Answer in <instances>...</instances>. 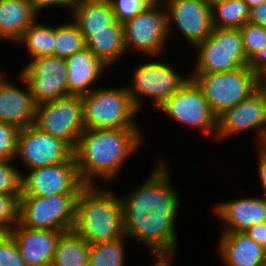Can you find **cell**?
I'll return each instance as SVG.
<instances>
[{
    "instance_id": "cell-1",
    "label": "cell",
    "mask_w": 266,
    "mask_h": 266,
    "mask_svg": "<svg viewBox=\"0 0 266 266\" xmlns=\"http://www.w3.org/2000/svg\"><path fill=\"white\" fill-rule=\"evenodd\" d=\"M140 132L139 128L85 129L73 149L82 183L96 185V179L112 181L126 159L142 146Z\"/></svg>"
},
{
    "instance_id": "cell-2",
    "label": "cell",
    "mask_w": 266,
    "mask_h": 266,
    "mask_svg": "<svg viewBox=\"0 0 266 266\" xmlns=\"http://www.w3.org/2000/svg\"><path fill=\"white\" fill-rule=\"evenodd\" d=\"M96 186L85 185L81 189L73 227L90 245L125 236L120 197Z\"/></svg>"
},
{
    "instance_id": "cell-3",
    "label": "cell",
    "mask_w": 266,
    "mask_h": 266,
    "mask_svg": "<svg viewBox=\"0 0 266 266\" xmlns=\"http://www.w3.org/2000/svg\"><path fill=\"white\" fill-rule=\"evenodd\" d=\"M98 88L82 96L85 129L139 128L133 119L139 110L126 85L114 89Z\"/></svg>"
},
{
    "instance_id": "cell-4",
    "label": "cell",
    "mask_w": 266,
    "mask_h": 266,
    "mask_svg": "<svg viewBox=\"0 0 266 266\" xmlns=\"http://www.w3.org/2000/svg\"><path fill=\"white\" fill-rule=\"evenodd\" d=\"M166 162H158L150 178L139 185L125 197L122 203L123 227L132 218L147 217L150 212H177L180 206L178 192L170 180L169 167Z\"/></svg>"
},
{
    "instance_id": "cell-5",
    "label": "cell",
    "mask_w": 266,
    "mask_h": 266,
    "mask_svg": "<svg viewBox=\"0 0 266 266\" xmlns=\"http://www.w3.org/2000/svg\"><path fill=\"white\" fill-rule=\"evenodd\" d=\"M201 88L218 118L259 89L258 76L247 66L225 72L189 75Z\"/></svg>"
},
{
    "instance_id": "cell-6",
    "label": "cell",
    "mask_w": 266,
    "mask_h": 266,
    "mask_svg": "<svg viewBox=\"0 0 266 266\" xmlns=\"http://www.w3.org/2000/svg\"><path fill=\"white\" fill-rule=\"evenodd\" d=\"M78 195L20 196L18 224L31 229L59 232L73 230Z\"/></svg>"
},
{
    "instance_id": "cell-7",
    "label": "cell",
    "mask_w": 266,
    "mask_h": 266,
    "mask_svg": "<svg viewBox=\"0 0 266 266\" xmlns=\"http://www.w3.org/2000/svg\"><path fill=\"white\" fill-rule=\"evenodd\" d=\"M194 48L198 55L192 74L225 72L248 65L240 29L213 28L211 35Z\"/></svg>"
},
{
    "instance_id": "cell-8",
    "label": "cell",
    "mask_w": 266,
    "mask_h": 266,
    "mask_svg": "<svg viewBox=\"0 0 266 266\" xmlns=\"http://www.w3.org/2000/svg\"><path fill=\"white\" fill-rule=\"evenodd\" d=\"M33 126L67 142L73 149L85 130L81 96H66L36 106Z\"/></svg>"
},
{
    "instance_id": "cell-9",
    "label": "cell",
    "mask_w": 266,
    "mask_h": 266,
    "mask_svg": "<svg viewBox=\"0 0 266 266\" xmlns=\"http://www.w3.org/2000/svg\"><path fill=\"white\" fill-rule=\"evenodd\" d=\"M157 109L170 116L172 120L196 128L204 135L211 134L216 137L217 117L211 111L201 88L190 77Z\"/></svg>"
},
{
    "instance_id": "cell-10",
    "label": "cell",
    "mask_w": 266,
    "mask_h": 266,
    "mask_svg": "<svg viewBox=\"0 0 266 266\" xmlns=\"http://www.w3.org/2000/svg\"><path fill=\"white\" fill-rule=\"evenodd\" d=\"M173 68L168 63L156 60L139 64L133 70L132 84L126 88L139 111L144 106L142 97L152 100L157 108L186 82L188 78L175 72Z\"/></svg>"
},
{
    "instance_id": "cell-11",
    "label": "cell",
    "mask_w": 266,
    "mask_h": 266,
    "mask_svg": "<svg viewBox=\"0 0 266 266\" xmlns=\"http://www.w3.org/2000/svg\"><path fill=\"white\" fill-rule=\"evenodd\" d=\"M122 24L126 51L132 48L139 51L138 53L152 57L163 52L165 42L169 38L167 14L163 3L162 6L149 5Z\"/></svg>"
},
{
    "instance_id": "cell-12",
    "label": "cell",
    "mask_w": 266,
    "mask_h": 266,
    "mask_svg": "<svg viewBox=\"0 0 266 266\" xmlns=\"http://www.w3.org/2000/svg\"><path fill=\"white\" fill-rule=\"evenodd\" d=\"M20 75L27 81L36 105L67 96L68 68L65 58L53 55L33 58Z\"/></svg>"
},
{
    "instance_id": "cell-13",
    "label": "cell",
    "mask_w": 266,
    "mask_h": 266,
    "mask_svg": "<svg viewBox=\"0 0 266 266\" xmlns=\"http://www.w3.org/2000/svg\"><path fill=\"white\" fill-rule=\"evenodd\" d=\"M72 156L73 148L64 140L33 125L19 129L15 159L21 160L26 171L61 163Z\"/></svg>"
},
{
    "instance_id": "cell-14",
    "label": "cell",
    "mask_w": 266,
    "mask_h": 266,
    "mask_svg": "<svg viewBox=\"0 0 266 266\" xmlns=\"http://www.w3.org/2000/svg\"><path fill=\"white\" fill-rule=\"evenodd\" d=\"M84 186L73 155L64 162L29 170L22 175L21 196L79 194Z\"/></svg>"
},
{
    "instance_id": "cell-15",
    "label": "cell",
    "mask_w": 266,
    "mask_h": 266,
    "mask_svg": "<svg viewBox=\"0 0 266 266\" xmlns=\"http://www.w3.org/2000/svg\"><path fill=\"white\" fill-rule=\"evenodd\" d=\"M255 130L258 142L266 134V89L259 88L250 97L225 111L217 118L215 141ZM231 136V137H230Z\"/></svg>"
},
{
    "instance_id": "cell-16",
    "label": "cell",
    "mask_w": 266,
    "mask_h": 266,
    "mask_svg": "<svg viewBox=\"0 0 266 266\" xmlns=\"http://www.w3.org/2000/svg\"><path fill=\"white\" fill-rule=\"evenodd\" d=\"M163 3L167 14L168 34L171 26L175 25L192 46L211 35V6L204 0H166Z\"/></svg>"
},
{
    "instance_id": "cell-17",
    "label": "cell",
    "mask_w": 266,
    "mask_h": 266,
    "mask_svg": "<svg viewBox=\"0 0 266 266\" xmlns=\"http://www.w3.org/2000/svg\"><path fill=\"white\" fill-rule=\"evenodd\" d=\"M178 212H150L147 217L132 218L125 226V236L136 238L152 252L176 251V214Z\"/></svg>"
},
{
    "instance_id": "cell-18",
    "label": "cell",
    "mask_w": 266,
    "mask_h": 266,
    "mask_svg": "<svg viewBox=\"0 0 266 266\" xmlns=\"http://www.w3.org/2000/svg\"><path fill=\"white\" fill-rule=\"evenodd\" d=\"M0 71V122L10 123L18 129L33 125L36 103L27 81L19 74L26 90L9 83ZM6 79V80H5Z\"/></svg>"
},
{
    "instance_id": "cell-19",
    "label": "cell",
    "mask_w": 266,
    "mask_h": 266,
    "mask_svg": "<svg viewBox=\"0 0 266 266\" xmlns=\"http://www.w3.org/2000/svg\"><path fill=\"white\" fill-rule=\"evenodd\" d=\"M27 266H50L62 232L31 229L18 223L9 231Z\"/></svg>"
},
{
    "instance_id": "cell-20",
    "label": "cell",
    "mask_w": 266,
    "mask_h": 266,
    "mask_svg": "<svg viewBox=\"0 0 266 266\" xmlns=\"http://www.w3.org/2000/svg\"><path fill=\"white\" fill-rule=\"evenodd\" d=\"M214 213L225 224L223 232H244L266 222V197H242L218 203Z\"/></svg>"
},
{
    "instance_id": "cell-21",
    "label": "cell",
    "mask_w": 266,
    "mask_h": 266,
    "mask_svg": "<svg viewBox=\"0 0 266 266\" xmlns=\"http://www.w3.org/2000/svg\"><path fill=\"white\" fill-rule=\"evenodd\" d=\"M67 75V96H84L93 91L103 73L108 69L98 57L89 49L73 54L66 58Z\"/></svg>"
},
{
    "instance_id": "cell-22",
    "label": "cell",
    "mask_w": 266,
    "mask_h": 266,
    "mask_svg": "<svg viewBox=\"0 0 266 266\" xmlns=\"http://www.w3.org/2000/svg\"><path fill=\"white\" fill-rule=\"evenodd\" d=\"M263 249L245 232H222L218 243L225 266H262Z\"/></svg>"
},
{
    "instance_id": "cell-23",
    "label": "cell",
    "mask_w": 266,
    "mask_h": 266,
    "mask_svg": "<svg viewBox=\"0 0 266 266\" xmlns=\"http://www.w3.org/2000/svg\"><path fill=\"white\" fill-rule=\"evenodd\" d=\"M89 49L108 67L112 66L126 52L123 24L116 19L110 29L81 31Z\"/></svg>"
},
{
    "instance_id": "cell-24",
    "label": "cell",
    "mask_w": 266,
    "mask_h": 266,
    "mask_svg": "<svg viewBox=\"0 0 266 266\" xmlns=\"http://www.w3.org/2000/svg\"><path fill=\"white\" fill-rule=\"evenodd\" d=\"M38 14L29 0H0V40L18 41Z\"/></svg>"
},
{
    "instance_id": "cell-25",
    "label": "cell",
    "mask_w": 266,
    "mask_h": 266,
    "mask_svg": "<svg viewBox=\"0 0 266 266\" xmlns=\"http://www.w3.org/2000/svg\"><path fill=\"white\" fill-rule=\"evenodd\" d=\"M71 9V20L80 31L110 29V24L115 20L109 0H75Z\"/></svg>"
},
{
    "instance_id": "cell-26",
    "label": "cell",
    "mask_w": 266,
    "mask_h": 266,
    "mask_svg": "<svg viewBox=\"0 0 266 266\" xmlns=\"http://www.w3.org/2000/svg\"><path fill=\"white\" fill-rule=\"evenodd\" d=\"M88 244L74 230L62 232L50 266H88Z\"/></svg>"
},
{
    "instance_id": "cell-27",
    "label": "cell",
    "mask_w": 266,
    "mask_h": 266,
    "mask_svg": "<svg viewBox=\"0 0 266 266\" xmlns=\"http://www.w3.org/2000/svg\"><path fill=\"white\" fill-rule=\"evenodd\" d=\"M213 28L240 29L249 22L250 9L244 0H222L211 5Z\"/></svg>"
},
{
    "instance_id": "cell-28",
    "label": "cell",
    "mask_w": 266,
    "mask_h": 266,
    "mask_svg": "<svg viewBox=\"0 0 266 266\" xmlns=\"http://www.w3.org/2000/svg\"><path fill=\"white\" fill-rule=\"evenodd\" d=\"M17 42L25 45L30 60L41 56H54L55 27L35 20Z\"/></svg>"
},
{
    "instance_id": "cell-29",
    "label": "cell",
    "mask_w": 266,
    "mask_h": 266,
    "mask_svg": "<svg viewBox=\"0 0 266 266\" xmlns=\"http://www.w3.org/2000/svg\"><path fill=\"white\" fill-rule=\"evenodd\" d=\"M85 48L84 36L74 21L55 26L54 56L66 59Z\"/></svg>"
},
{
    "instance_id": "cell-30",
    "label": "cell",
    "mask_w": 266,
    "mask_h": 266,
    "mask_svg": "<svg viewBox=\"0 0 266 266\" xmlns=\"http://www.w3.org/2000/svg\"><path fill=\"white\" fill-rule=\"evenodd\" d=\"M125 238L90 245L88 266H124Z\"/></svg>"
},
{
    "instance_id": "cell-31",
    "label": "cell",
    "mask_w": 266,
    "mask_h": 266,
    "mask_svg": "<svg viewBox=\"0 0 266 266\" xmlns=\"http://www.w3.org/2000/svg\"><path fill=\"white\" fill-rule=\"evenodd\" d=\"M13 160L0 161V194L18 195L22 192V175L18 167L12 165Z\"/></svg>"
},
{
    "instance_id": "cell-32",
    "label": "cell",
    "mask_w": 266,
    "mask_h": 266,
    "mask_svg": "<svg viewBox=\"0 0 266 266\" xmlns=\"http://www.w3.org/2000/svg\"><path fill=\"white\" fill-rule=\"evenodd\" d=\"M240 32L248 62L259 50L266 48V28L248 22L240 28Z\"/></svg>"
},
{
    "instance_id": "cell-33",
    "label": "cell",
    "mask_w": 266,
    "mask_h": 266,
    "mask_svg": "<svg viewBox=\"0 0 266 266\" xmlns=\"http://www.w3.org/2000/svg\"><path fill=\"white\" fill-rule=\"evenodd\" d=\"M18 195L0 194V232H9L18 223Z\"/></svg>"
},
{
    "instance_id": "cell-34",
    "label": "cell",
    "mask_w": 266,
    "mask_h": 266,
    "mask_svg": "<svg viewBox=\"0 0 266 266\" xmlns=\"http://www.w3.org/2000/svg\"><path fill=\"white\" fill-rule=\"evenodd\" d=\"M0 266H27L9 232H0Z\"/></svg>"
},
{
    "instance_id": "cell-35",
    "label": "cell",
    "mask_w": 266,
    "mask_h": 266,
    "mask_svg": "<svg viewBox=\"0 0 266 266\" xmlns=\"http://www.w3.org/2000/svg\"><path fill=\"white\" fill-rule=\"evenodd\" d=\"M18 132L15 125L0 122V161L15 160Z\"/></svg>"
},
{
    "instance_id": "cell-36",
    "label": "cell",
    "mask_w": 266,
    "mask_h": 266,
    "mask_svg": "<svg viewBox=\"0 0 266 266\" xmlns=\"http://www.w3.org/2000/svg\"><path fill=\"white\" fill-rule=\"evenodd\" d=\"M114 17L118 22L124 23L142 12L149 4L145 0H109Z\"/></svg>"
},
{
    "instance_id": "cell-37",
    "label": "cell",
    "mask_w": 266,
    "mask_h": 266,
    "mask_svg": "<svg viewBox=\"0 0 266 266\" xmlns=\"http://www.w3.org/2000/svg\"><path fill=\"white\" fill-rule=\"evenodd\" d=\"M32 4L33 8L39 13L42 11V9H47L50 6H58V7H65L69 11L72 8V5L74 4L75 0H29Z\"/></svg>"
},
{
    "instance_id": "cell-38",
    "label": "cell",
    "mask_w": 266,
    "mask_h": 266,
    "mask_svg": "<svg viewBox=\"0 0 266 266\" xmlns=\"http://www.w3.org/2000/svg\"><path fill=\"white\" fill-rule=\"evenodd\" d=\"M244 232L261 247H266V222L250 227Z\"/></svg>"
},
{
    "instance_id": "cell-39",
    "label": "cell",
    "mask_w": 266,
    "mask_h": 266,
    "mask_svg": "<svg viewBox=\"0 0 266 266\" xmlns=\"http://www.w3.org/2000/svg\"><path fill=\"white\" fill-rule=\"evenodd\" d=\"M247 67L258 76L266 68V48L259 50L248 61Z\"/></svg>"
},
{
    "instance_id": "cell-40",
    "label": "cell",
    "mask_w": 266,
    "mask_h": 266,
    "mask_svg": "<svg viewBox=\"0 0 266 266\" xmlns=\"http://www.w3.org/2000/svg\"><path fill=\"white\" fill-rule=\"evenodd\" d=\"M249 23L266 28V1L250 9Z\"/></svg>"
},
{
    "instance_id": "cell-41",
    "label": "cell",
    "mask_w": 266,
    "mask_h": 266,
    "mask_svg": "<svg viewBox=\"0 0 266 266\" xmlns=\"http://www.w3.org/2000/svg\"><path fill=\"white\" fill-rule=\"evenodd\" d=\"M258 176L262 189L264 191V196L266 197V156L259 150L258 153Z\"/></svg>"
},
{
    "instance_id": "cell-42",
    "label": "cell",
    "mask_w": 266,
    "mask_h": 266,
    "mask_svg": "<svg viewBox=\"0 0 266 266\" xmlns=\"http://www.w3.org/2000/svg\"><path fill=\"white\" fill-rule=\"evenodd\" d=\"M176 251L171 252H154L157 261L152 266H171L172 257H174Z\"/></svg>"
},
{
    "instance_id": "cell-43",
    "label": "cell",
    "mask_w": 266,
    "mask_h": 266,
    "mask_svg": "<svg viewBox=\"0 0 266 266\" xmlns=\"http://www.w3.org/2000/svg\"><path fill=\"white\" fill-rule=\"evenodd\" d=\"M259 88L266 89V68L258 75Z\"/></svg>"
},
{
    "instance_id": "cell-44",
    "label": "cell",
    "mask_w": 266,
    "mask_h": 266,
    "mask_svg": "<svg viewBox=\"0 0 266 266\" xmlns=\"http://www.w3.org/2000/svg\"><path fill=\"white\" fill-rule=\"evenodd\" d=\"M244 1L247 3L249 9H252L260 5L262 2H265L266 0H244Z\"/></svg>"
},
{
    "instance_id": "cell-45",
    "label": "cell",
    "mask_w": 266,
    "mask_h": 266,
    "mask_svg": "<svg viewBox=\"0 0 266 266\" xmlns=\"http://www.w3.org/2000/svg\"><path fill=\"white\" fill-rule=\"evenodd\" d=\"M260 151L266 156V134L259 143Z\"/></svg>"
},
{
    "instance_id": "cell-46",
    "label": "cell",
    "mask_w": 266,
    "mask_h": 266,
    "mask_svg": "<svg viewBox=\"0 0 266 266\" xmlns=\"http://www.w3.org/2000/svg\"><path fill=\"white\" fill-rule=\"evenodd\" d=\"M149 5H162L165 0H145ZM162 1V2H161Z\"/></svg>"
},
{
    "instance_id": "cell-47",
    "label": "cell",
    "mask_w": 266,
    "mask_h": 266,
    "mask_svg": "<svg viewBox=\"0 0 266 266\" xmlns=\"http://www.w3.org/2000/svg\"><path fill=\"white\" fill-rule=\"evenodd\" d=\"M262 266H266V247H264V249H263V262H262Z\"/></svg>"
},
{
    "instance_id": "cell-48",
    "label": "cell",
    "mask_w": 266,
    "mask_h": 266,
    "mask_svg": "<svg viewBox=\"0 0 266 266\" xmlns=\"http://www.w3.org/2000/svg\"><path fill=\"white\" fill-rule=\"evenodd\" d=\"M206 3H208L210 6L216 2L222 1V0H204Z\"/></svg>"
}]
</instances>
